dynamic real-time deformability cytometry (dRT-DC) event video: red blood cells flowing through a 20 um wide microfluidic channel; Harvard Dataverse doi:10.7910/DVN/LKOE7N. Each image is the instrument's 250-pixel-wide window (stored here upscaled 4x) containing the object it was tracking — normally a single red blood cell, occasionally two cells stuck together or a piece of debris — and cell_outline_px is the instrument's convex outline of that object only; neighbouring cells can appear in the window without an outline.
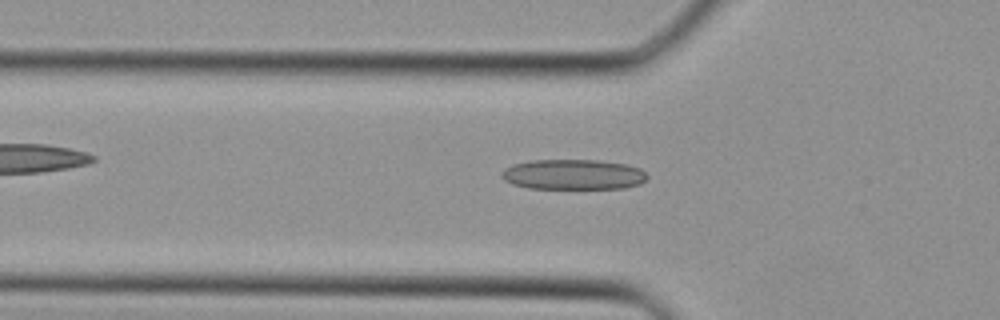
{"species": "Egyptian fruit bat (a non-hibernating species)", "species_latin": "Rousettus aegyptiacus", "temperature_condition": "cold", "stored_images_in_passage": 34, "camera_frame_rate_fps": 3000, "um_per_image_px": 0.085, "animal": {"sex": "female"}, "frame": {"image": 1, "passage_image": 12, "time_ms": 3.667, "image_size_px": [1000, 320], "cell_outline_px": [[648, 176], [640, 184], [624, 188], [528, 188], [512, 184], [504, 180], [500, 176], [500, 172], [504, 168], [512, 164], [532, 160], [600, 160], [628, 164], [640, 168]], "centroid_in_image_um": [48.7, 14.82], "position_along_channel_um": 77.1, "area_um2": 25.84}}
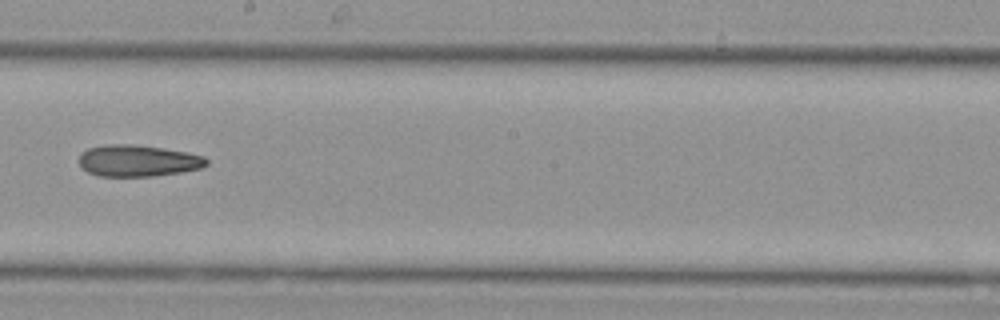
{"frame": {"image": 2, "passage_image": 21, "time_ms": 6.667, "image_size_px": [1000, 320], "cell_outline_px": [[208, 164], [200, 168], [180, 172], [152, 176], [100, 176], [88, 172], [80, 164], [80, 152], [88, 148], [104, 144], [136, 144], [164, 148], [188, 152], [204, 156], [208, 160]], "centroid_in_image_um": [11.73, 13.64], "position_along_channel_um": 236.5, "area_um2": 23.52}}
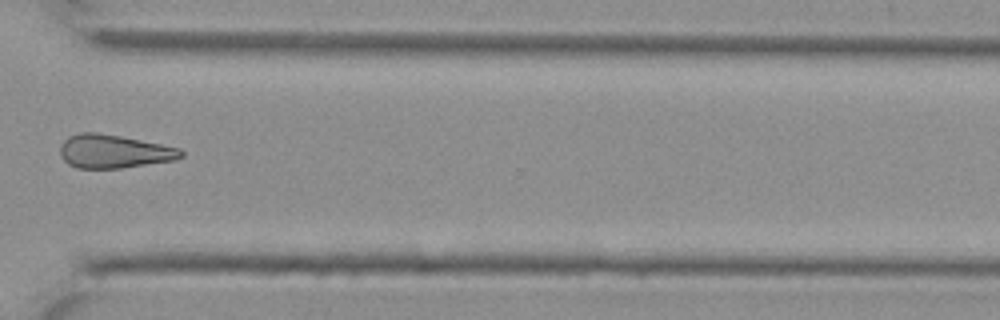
{"frame": {"image": 3, "passage_image": 28, "time_ms": 9.0, "image_size_px": [1000, 320], "cell_outline_px": [[184, 156], [176, 160], [120, 168], [76, 168], [68, 164], [60, 156], [60, 144], [68, 136], [80, 132], [96, 132], [120, 136], [180, 148], [184, 152]], "centroid_in_image_um": [9.66, 12.87], "position_along_channel_um": 360.9, "area_um2": 23.64}}